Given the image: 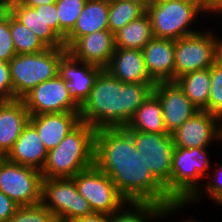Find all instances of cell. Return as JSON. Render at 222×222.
<instances>
[{"instance_id": "obj_1", "label": "cell", "mask_w": 222, "mask_h": 222, "mask_svg": "<svg viewBox=\"0 0 222 222\" xmlns=\"http://www.w3.org/2000/svg\"><path fill=\"white\" fill-rule=\"evenodd\" d=\"M94 165L105 172L128 202L177 204L147 167L125 127L102 128L94 137Z\"/></svg>"}, {"instance_id": "obj_2", "label": "cell", "mask_w": 222, "mask_h": 222, "mask_svg": "<svg viewBox=\"0 0 222 222\" xmlns=\"http://www.w3.org/2000/svg\"><path fill=\"white\" fill-rule=\"evenodd\" d=\"M155 84L123 83L103 69L80 106V120L96 130L126 127Z\"/></svg>"}, {"instance_id": "obj_3", "label": "cell", "mask_w": 222, "mask_h": 222, "mask_svg": "<svg viewBox=\"0 0 222 222\" xmlns=\"http://www.w3.org/2000/svg\"><path fill=\"white\" fill-rule=\"evenodd\" d=\"M96 129L80 122L57 147L48 151L42 178H70L94 165Z\"/></svg>"}, {"instance_id": "obj_4", "label": "cell", "mask_w": 222, "mask_h": 222, "mask_svg": "<svg viewBox=\"0 0 222 222\" xmlns=\"http://www.w3.org/2000/svg\"><path fill=\"white\" fill-rule=\"evenodd\" d=\"M209 168L206 148L174 147L171 178L164 186L167 194L179 206L191 204V201L197 200L201 193L197 180L203 178Z\"/></svg>"}, {"instance_id": "obj_5", "label": "cell", "mask_w": 222, "mask_h": 222, "mask_svg": "<svg viewBox=\"0 0 222 222\" xmlns=\"http://www.w3.org/2000/svg\"><path fill=\"white\" fill-rule=\"evenodd\" d=\"M204 12L198 0H159L146 5L154 38L176 40L197 33L189 25Z\"/></svg>"}, {"instance_id": "obj_6", "label": "cell", "mask_w": 222, "mask_h": 222, "mask_svg": "<svg viewBox=\"0 0 222 222\" xmlns=\"http://www.w3.org/2000/svg\"><path fill=\"white\" fill-rule=\"evenodd\" d=\"M66 48H47L38 53L15 55L8 63L15 99L58 74V63Z\"/></svg>"}, {"instance_id": "obj_7", "label": "cell", "mask_w": 222, "mask_h": 222, "mask_svg": "<svg viewBox=\"0 0 222 222\" xmlns=\"http://www.w3.org/2000/svg\"><path fill=\"white\" fill-rule=\"evenodd\" d=\"M42 204L54 215L57 222H72L93 214L89 202L79 194L72 177L43 178Z\"/></svg>"}, {"instance_id": "obj_8", "label": "cell", "mask_w": 222, "mask_h": 222, "mask_svg": "<svg viewBox=\"0 0 222 222\" xmlns=\"http://www.w3.org/2000/svg\"><path fill=\"white\" fill-rule=\"evenodd\" d=\"M42 179L40 170L0 158V191L17 205L42 203Z\"/></svg>"}, {"instance_id": "obj_9", "label": "cell", "mask_w": 222, "mask_h": 222, "mask_svg": "<svg viewBox=\"0 0 222 222\" xmlns=\"http://www.w3.org/2000/svg\"><path fill=\"white\" fill-rule=\"evenodd\" d=\"M72 178L79 194L89 202L93 213L109 215L128 202L110 177L95 165L78 172Z\"/></svg>"}, {"instance_id": "obj_10", "label": "cell", "mask_w": 222, "mask_h": 222, "mask_svg": "<svg viewBox=\"0 0 222 222\" xmlns=\"http://www.w3.org/2000/svg\"><path fill=\"white\" fill-rule=\"evenodd\" d=\"M219 39L211 32H197L174 40L175 79L210 68L218 56Z\"/></svg>"}, {"instance_id": "obj_11", "label": "cell", "mask_w": 222, "mask_h": 222, "mask_svg": "<svg viewBox=\"0 0 222 222\" xmlns=\"http://www.w3.org/2000/svg\"><path fill=\"white\" fill-rule=\"evenodd\" d=\"M22 100L30 115L80 112V106L71 97L68 83L58 74L37 85Z\"/></svg>"}, {"instance_id": "obj_12", "label": "cell", "mask_w": 222, "mask_h": 222, "mask_svg": "<svg viewBox=\"0 0 222 222\" xmlns=\"http://www.w3.org/2000/svg\"><path fill=\"white\" fill-rule=\"evenodd\" d=\"M134 139L136 150L146 155L150 172L165 186L171 178L174 143L172 134H156L128 130Z\"/></svg>"}, {"instance_id": "obj_13", "label": "cell", "mask_w": 222, "mask_h": 222, "mask_svg": "<svg viewBox=\"0 0 222 222\" xmlns=\"http://www.w3.org/2000/svg\"><path fill=\"white\" fill-rule=\"evenodd\" d=\"M222 121L220 117L206 110H197L182 126L172 134L175 147L207 148L214 139L222 141Z\"/></svg>"}, {"instance_id": "obj_14", "label": "cell", "mask_w": 222, "mask_h": 222, "mask_svg": "<svg viewBox=\"0 0 222 222\" xmlns=\"http://www.w3.org/2000/svg\"><path fill=\"white\" fill-rule=\"evenodd\" d=\"M153 93L161 102L168 133H173L198 110L174 81L157 82Z\"/></svg>"}, {"instance_id": "obj_15", "label": "cell", "mask_w": 222, "mask_h": 222, "mask_svg": "<svg viewBox=\"0 0 222 222\" xmlns=\"http://www.w3.org/2000/svg\"><path fill=\"white\" fill-rule=\"evenodd\" d=\"M102 70V67L75 59L68 51L58 63V75L68 83L71 97L79 106L90 95Z\"/></svg>"}, {"instance_id": "obj_16", "label": "cell", "mask_w": 222, "mask_h": 222, "mask_svg": "<svg viewBox=\"0 0 222 222\" xmlns=\"http://www.w3.org/2000/svg\"><path fill=\"white\" fill-rule=\"evenodd\" d=\"M67 51L77 60L105 69L115 51V38L109 30H100L78 38Z\"/></svg>"}, {"instance_id": "obj_17", "label": "cell", "mask_w": 222, "mask_h": 222, "mask_svg": "<svg viewBox=\"0 0 222 222\" xmlns=\"http://www.w3.org/2000/svg\"><path fill=\"white\" fill-rule=\"evenodd\" d=\"M174 49V40L154 37L142 49L147 73L155 83L175 80Z\"/></svg>"}, {"instance_id": "obj_18", "label": "cell", "mask_w": 222, "mask_h": 222, "mask_svg": "<svg viewBox=\"0 0 222 222\" xmlns=\"http://www.w3.org/2000/svg\"><path fill=\"white\" fill-rule=\"evenodd\" d=\"M29 122L35 127L45 148L49 151L57 147L81 120L79 112H61L30 115Z\"/></svg>"}, {"instance_id": "obj_19", "label": "cell", "mask_w": 222, "mask_h": 222, "mask_svg": "<svg viewBox=\"0 0 222 222\" xmlns=\"http://www.w3.org/2000/svg\"><path fill=\"white\" fill-rule=\"evenodd\" d=\"M29 119L22 99L0 102V157H6L12 150Z\"/></svg>"}, {"instance_id": "obj_20", "label": "cell", "mask_w": 222, "mask_h": 222, "mask_svg": "<svg viewBox=\"0 0 222 222\" xmlns=\"http://www.w3.org/2000/svg\"><path fill=\"white\" fill-rule=\"evenodd\" d=\"M105 69L123 83H155L147 73L142 50L115 48Z\"/></svg>"}, {"instance_id": "obj_21", "label": "cell", "mask_w": 222, "mask_h": 222, "mask_svg": "<svg viewBox=\"0 0 222 222\" xmlns=\"http://www.w3.org/2000/svg\"><path fill=\"white\" fill-rule=\"evenodd\" d=\"M11 15L31 30L47 48H65L63 40L44 22L43 6L34 8L19 4L16 0H4Z\"/></svg>"}, {"instance_id": "obj_22", "label": "cell", "mask_w": 222, "mask_h": 222, "mask_svg": "<svg viewBox=\"0 0 222 222\" xmlns=\"http://www.w3.org/2000/svg\"><path fill=\"white\" fill-rule=\"evenodd\" d=\"M48 150L35 127L29 122L22 130L6 158L13 163L30 166L42 170L46 162Z\"/></svg>"}, {"instance_id": "obj_23", "label": "cell", "mask_w": 222, "mask_h": 222, "mask_svg": "<svg viewBox=\"0 0 222 222\" xmlns=\"http://www.w3.org/2000/svg\"><path fill=\"white\" fill-rule=\"evenodd\" d=\"M109 0H87L74 28L66 35L64 42L68 49L78 38L108 30Z\"/></svg>"}, {"instance_id": "obj_24", "label": "cell", "mask_w": 222, "mask_h": 222, "mask_svg": "<svg viewBox=\"0 0 222 222\" xmlns=\"http://www.w3.org/2000/svg\"><path fill=\"white\" fill-rule=\"evenodd\" d=\"M125 128L148 133L168 134L162 115L161 102L154 93L139 106Z\"/></svg>"}, {"instance_id": "obj_25", "label": "cell", "mask_w": 222, "mask_h": 222, "mask_svg": "<svg viewBox=\"0 0 222 222\" xmlns=\"http://www.w3.org/2000/svg\"><path fill=\"white\" fill-rule=\"evenodd\" d=\"M174 82L198 110L208 111L211 67L184 74Z\"/></svg>"}, {"instance_id": "obj_26", "label": "cell", "mask_w": 222, "mask_h": 222, "mask_svg": "<svg viewBox=\"0 0 222 222\" xmlns=\"http://www.w3.org/2000/svg\"><path fill=\"white\" fill-rule=\"evenodd\" d=\"M128 205L134 209L128 210L126 208L124 210V206H122L119 210L109 214L110 222H147L151 217L161 218L182 208L178 204L159 202H127Z\"/></svg>"}, {"instance_id": "obj_27", "label": "cell", "mask_w": 222, "mask_h": 222, "mask_svg": "<svg viewBox=\"0 0 222 222\" xmlns=\"http://www.w3.org/2000/svg\"><path fill=\"white\" fill-rule=\"evenodd\" d=\"M115 48L142 50L153 38L151 20L145 12L114 34Z\"/></svg>"}, {"instance_id": "obj_28", "label": "cell", "mask_w": 222, "mask_h": 222, "mask_svg": "<svg viewBox=\"0 0 222 222\" xmlns=\"http://www.w3.org/2000/svg\"><path fill=\"white\" fill-rule=\"evenodd\" d=\"M148 3L109 0L108 30L115 34L129 22L138 19L146 12V5Z\"/></svg>"}, {"instance_id": "obj_29", "label": "cell", "mask_w": 222, "mask_h": 222, "mask_svg": "<svg viewBox=\"0 0 222 222\" xmlns=\"http://www.w3.org/2000/svg\"><path fill=\"white\" fill-rule=\"evenodd\" d=\"M9 27L16 55L38 53L47 47L26 26L17 21L9 12Z\"/></svg>"}, {"instance_id": "obj_30", "label": "cell", "mask_w": 222, "mask_h": 222, "mask_svg": "<svg viewBox=\"0 0 222 222\" xmlns=\"http://www.w3.org/2000/svg\"><path fill=\"white\" fill-rule=\"evenodd\" d=\"M87 0H57L56 8L59 20V37L64 41L74 28Z\"/></svg>"}, {"instance_id": "obj_31", "label": "cell", "mask_w": 222, "mask_h": 222, "mask_svg": "<svg viewBox=\"0 0 222 222\" xmlns=\"http://www.w3.org/2000/svg\"><path fill=\"white\" fill-rule=\"evenodd\" d=\"M8 222H57L54 215L42 204L19 206Z\"/></svg>"}, {"instance_id": "obj_32", "label": "cell", "mask_w": 222, "mask_h": 222, "mask_svg": "<svg viewBox=\"0 0 222 222\" xmlns=\"http://www.w3.org/2000/svg\"><path fill=\"white\" fill-rule=\"evenodd\" d=\"M208 112L222 119V64L218 61L211 66V87Z\"/></svg>"}, {"instance_id": "obj_33", "label": "cell", "mask_w": 222, "mask_h": 222, "mask_svg": "<svg viewBox=\"0 0 222 222\" xmlns=\"http://www.w3.org/2000/svg\"><path fill=\"white\" fill-rule=\"evenodd\" d=\"M16 55L10 33L9 11L4 7L0 11V61L9 62Z\"/></svg>"}, {"instance_id": "obj_34", "label": "cell", "mask_w": 222, "mask_h": 222, "mask_svg": "<svg viewBox=\"0 0 222 222\" xmlns=\"http://www.w3.org/2000/svg\"><path fill=\"white\" fill-rule=\"evenodd\" d=\"M13 85L8 62L0 61V102L14 100Z\"/></svg>"}, {"instance_id": "obj_35", "label": "cell", "mask_w": 222, "mask_h": 222, "mask_svg": "<svg viewBox=\"0 0 222 222\" xmlns=\"http://www.w3.org/2000/svg\"><path fill=\"white\" fill-rule=\"evenodd\" d=\"M43 18L45 24L59 36V20L56 3L43 6Z\"/></svg>"}, {"instance_id": "obj_36", "label": "cell", "mask_w": 222, "mask_h": 222, "mask_svg": "<svg viewBox=\"0 0 222 222\" xmlns=\"http://www.w3.org/2000/svg\"><path fill=\"white\" fill-rule=\"evenodd\" d=\"M19 205L0 191V222H8Z\"/></svg>"}, {"instance_id": "obj_37", "label": "cell", "mask_w": 222, "mask_h": 222, "mask_svg": "<svg viewBox=\"0 0 222 222\" xmlns=\"http://www.w3.org/2000/svg\"><path fill=\"white\" fill-rule=\"evenodd\" d=\"M219 167L220 168H216L218 171L215 170V175H213L214 177L210 176V174L208 176L206 175V177H208L209 179L213 178L212 180L216 179L215 177L222 173V166H219ZM202 190H204L207 194H209L212 200L215 199L218 195L222 193V179L221 180L217 179L215 182L213 181V183H209V184L207 183V186L204 187V189H201V191Z\"/></svg>"}, {"instance_id": "obj_38", "label": "cell", "mask_w": 222, "mask_h": 222, "mask_svg": "<svg viewBox=\"0 0 222 222\" xmlns=\"http://www.w3.org/2000/svg\"><path fill=\"white\" fill-rule=\"evenodd\" d=\"M72 222H110L108 214L93 213L84 217L77 218Z\"/></svg>"}, {"instance_id": "obj_39", "label": "cell", "mask_w": 222, "mask_h": 222, "mask_svg": "<svg viewBox=\"0 0 222 222\" xmlns=\"http://www.w3.org/2000/svg\"><path fill=\"white\" fill-rule=\"evenodd\" d=\"M204 12L221 13L222 14V0H205L203 4Z\"/></svg>"}, {"instance_id": "obj_40", "label": "cell", "mask_w": 222, "mask_h": 222, "mask_svg": "<svg viewBox=\"0 0 222 222\" xmlns=\"http://www.w3.org/2000/svg\"><path fill=\"white\" fill-rule=\"evenodd\" d=\"M19 4L27 6V7H37L44 6L51 3H56L57 0H16Z\"/></svg>"}, {"instance_id": "obj_41", "label": "cell", "mask_w": 222, "mask_h": 222, "mask_svg": "<svg viewBox=\"0 0 222 222\" xmlns=\"http://www.w3.org/2000/svg\"><path fill=\"white\" fill-rule=\"evenodd\" d=\"M217 61L222 64V40L219 39L218 42V56H217Z\"/></svg>"}, {"instance_id": "obj_42", "label": "cell", "mask_w": 222, "mask_h": 222, "mask_svg": "<svg viewBox=\"0 0 222 222\" xmlns=\"http://www.w3.org/2000/svg\"><path fill=\"white\" fill-rule=\"evenodd\" d=\"M214 201H216L215 203L222 205V193L220 195H218Z\"/></svg>"}, {"instance_id": "obj_43", "label": "cell", "mask_w": 222, "mask_h": 222, "mask_svg": "<svg viewBox=\"0 0 222 222\" xmlns=\"http://www.w3.org/2000/svg\"><path fill=\"white\" fill-rule=\"evenodd\" d=\"M124 1H130V2H149V0H124Z\"/></svg>"}, {"instance_id": "obj_44", "label": "cell", "mask_w": 222, "mask_h": 222, "mask_svg": "<svg viewBox=\"0 0 222 222\" xmlns=\"http://www.w3.org/2000/svg\"><path fill=\"white\" fill-rule=\"evenodd\" d=\"M5 7L4 0H0V11Z\"/></svg>"}, {"instance_id": "obj_45", "label": "cell", "mask_w": 222, "mask_h": 222, "mask_svg": "<svg viewBox=\"0 0 222 222\" xmlns=\"http://www.w3.org/2000/svg\"><path fill=\"white\" fill-rule=\"evenodd\" d=\"M199 2H201L202 4H204L205 0H198Z\"/></svg>"}]
</instances>
